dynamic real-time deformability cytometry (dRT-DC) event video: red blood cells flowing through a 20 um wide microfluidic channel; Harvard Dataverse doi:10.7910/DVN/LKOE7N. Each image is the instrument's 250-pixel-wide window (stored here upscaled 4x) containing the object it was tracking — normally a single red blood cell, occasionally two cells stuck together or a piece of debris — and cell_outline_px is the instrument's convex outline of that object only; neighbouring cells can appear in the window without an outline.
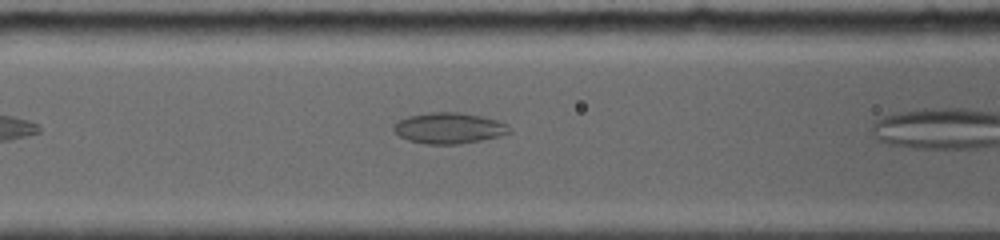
{"species": "common noctule bat (a hibernating species)", "species_latin": "Nyctalus noctula", "temperature_condition": "room temperature", "stored_images_in_passage": 25, "camera_frame_rate_fps": 5000, "um_per_image_px": 0.085, "animal": {"sex": "female", "body_mass_g": 19.0, "forearm_length_mm": 56.7}, "frame": {"image": 1, "passage_image": 5, "time_ms": 0.8, "image_size_px": [1000, 240], "cell_outline_px": [[512, 132], [480, 140], [456, 144], [428, 144], [408, 140], [400, 136], [392, 128], [392, 124], [408, 116], [428, 112], [460, 112], [480, 116], [496, 120], [508, 124], [512, 128]], "centroid_in_image_um": [38.15, 10.88], "position_along_channel_um": 128.4, "area_um2": 20.75}}
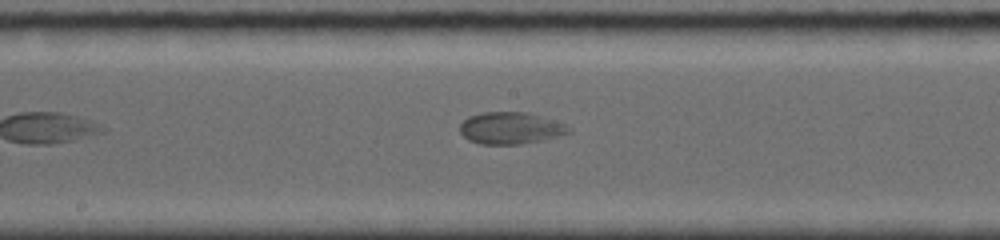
{"frame": {"image": 2, "passage_image": 13, "time_ms": 2.8, "image_size_px": [1000, 240], "cell_outline_px": [[572, 132], [540, 140], [520, 144], [480, 144], [468, 140], [460, 132], [460, 124], [468, 116], [484, 112], [528, 112], [568, 124], [572, 128]], "centroid_in_image_um": [43.41, 10.88], "position_along_channel_um": 204.8, "area_um2": 20.29}}
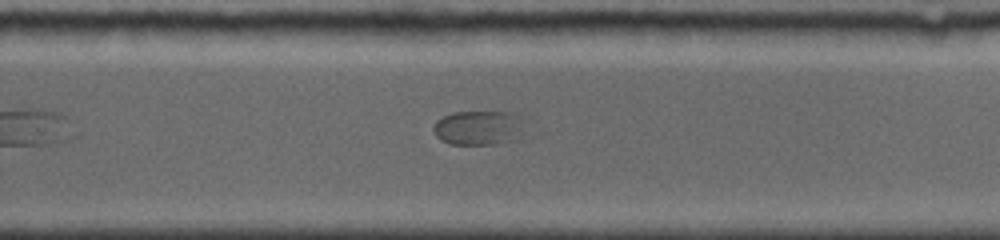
{"frame": {"image": 3, "passage_image": 23, "time_ms": 5.0, "image_size_px": [1000, 240], "cell_outline_px": [[528, 116], [500, 140], [488, 144], [452, 144], [440, 140], [436, 136], [432, 128], [436, 120], [452, 112], [512, 112]], "centroid_in_image_um": [40.45, 10.79], "position_along_channel_um": 289.4, "area_um2": 17.05}}